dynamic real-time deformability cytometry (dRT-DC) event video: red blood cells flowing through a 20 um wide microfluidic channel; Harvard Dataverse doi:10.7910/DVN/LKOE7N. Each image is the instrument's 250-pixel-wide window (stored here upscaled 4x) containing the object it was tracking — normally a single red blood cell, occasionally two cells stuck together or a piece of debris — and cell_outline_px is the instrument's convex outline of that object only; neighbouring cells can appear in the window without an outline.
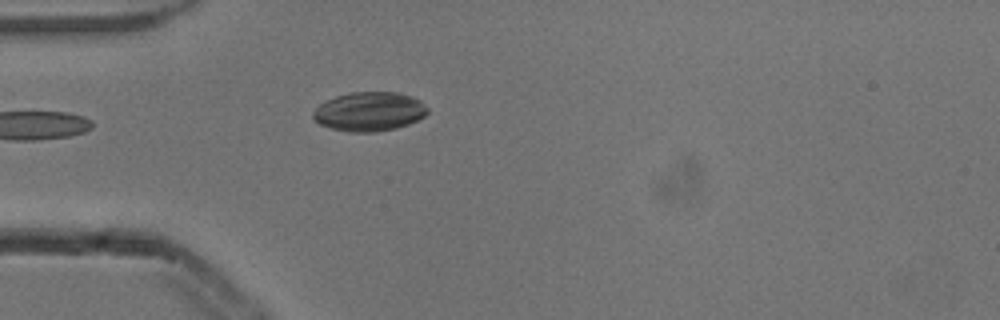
{"species": "common noctule bat (a hibernating species)", "species_latin": "Nyctalus noctula", "temperature_condition": "cold", "stored_images_in_passage": 2, "camera_frame_rate_fps": 3000, "um_per_image_px": 0.085, "animal": {"sex": "male", "body_mass_g": 13.3}, "frame": {"image": 1, "passage_image": 2, "time_ms": 0.333, "image_size_px": [1000, 320], "cell_outline_px": [[428, 112], [424, 116], [408, 124], [396, 128], [376, 132], [348, 132], [332, 128], [320, 124], [312, 120], [312, 112], [320, 104], [336, 96], [352, 92], [396, 92], [412, 96], [420, 100], [428, 108]], "centroid_in_image_um": [31.38, 9.48], "position_along_channel_um": 53.6, "area_um2": 26.13}}